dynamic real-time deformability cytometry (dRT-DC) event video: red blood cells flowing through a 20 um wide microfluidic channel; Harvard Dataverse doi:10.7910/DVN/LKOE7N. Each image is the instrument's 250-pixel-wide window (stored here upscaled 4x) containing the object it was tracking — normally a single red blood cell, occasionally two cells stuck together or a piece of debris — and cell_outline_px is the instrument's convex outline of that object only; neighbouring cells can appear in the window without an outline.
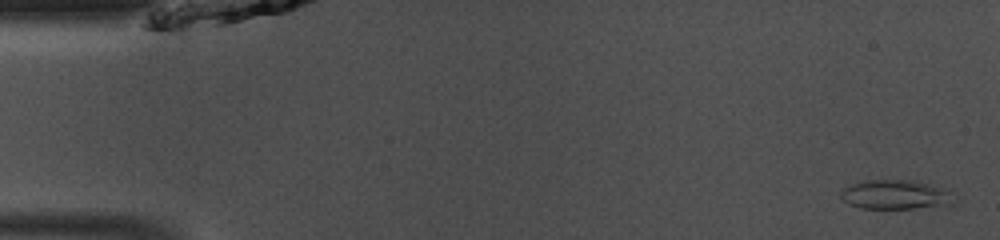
{"species": "common noctule bat (a hibernating species)", "species_latin": "Nyctalus noctula", "temperature_condition": "room temperature", "stored_images_in_passage": 48, "camera_frame_rate_fps": 3000, "um_per_image_px": 0.085, "animal": {"sex": "male", "body_mass_g": 13.0, "forearm_length_mm": 53.1}, "frame": {"image": 1, "passage_image": 2, "time_ms": 0.333, "image_size_px": [1000, 240], "cell_outline_px": [[952, 204], [916, 208], [860, 208], [848, 204], [840, 196], [840, 192], [848, 184], [864, 180], [908, 180], [928, 184], [944, 188], [948, 192]], "centroid_in_image_um": [76.0, 16.54], "position_along_channel_um": 9.0, "area_um2": 19.02}}
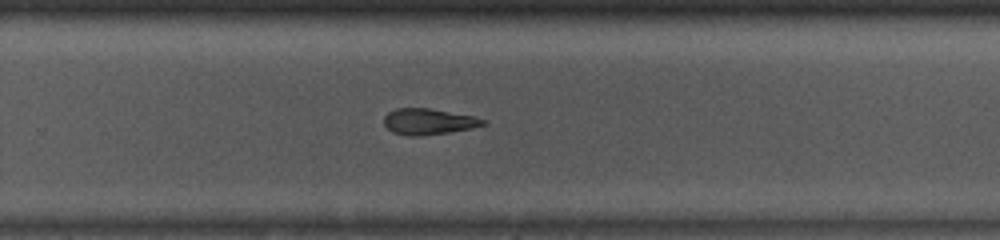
{"frame": {"image": 2, "passage_image": 31, "time_ms": 10.0, "image_size_px": [1000, 240], "cell_outline_px": [[488, 124], [472, 128], [448, 132], [420, 136], [412, 136], [392, 132], [384, 124], [384, 116], [388, 112], [396, 108], [428, 108], [476, 116], [488, 120]], "centroid_in_image_um": [36.47, 10.32], "position_along_channel_um": 293.3, "area_um2": 15.14}}
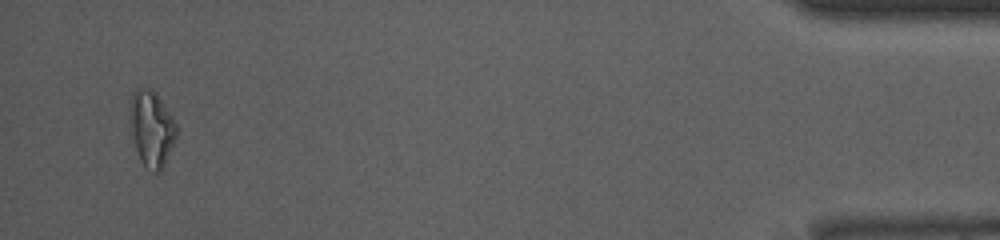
{"frame": {"image": 3, "passage_image": 46, "time_ms": 15.0, "image_size_px": [1000, 240], "cell_outline_px": [[176, 140], [160, 168], [156, 172], [152, 172], [140, 160], [132, 136], [128, 108], [128, 104], [132, 92], [136, 88], [152, 88], [156, 92], [172, 116], [176, 124]], "centroid_in_image_um": [12.85, 10.84], "position_along_channel_um": 422.4, "area_um2": 20.46}, "authors_computed_cell_mechanics": {"area_um2": 16.2418, "velocity_mm_per_s": 4.1634, "shape_relaxation_time_tau1_ms": 5.5067, "shape_relaxation_time_tau2_ms": 2.4381, "deformation_change_tau1": 0.177, "deformation_change_tau2": 0.1191}}